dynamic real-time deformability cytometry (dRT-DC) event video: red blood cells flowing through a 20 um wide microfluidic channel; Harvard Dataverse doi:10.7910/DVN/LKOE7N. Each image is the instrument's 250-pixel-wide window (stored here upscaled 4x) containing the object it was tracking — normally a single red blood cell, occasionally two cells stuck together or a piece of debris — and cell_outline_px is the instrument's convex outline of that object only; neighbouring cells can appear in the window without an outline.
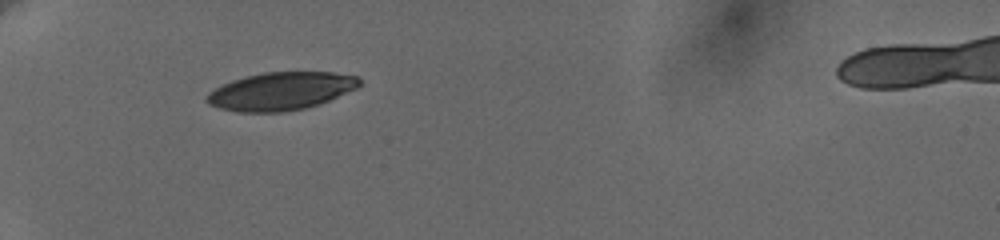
{"species": "human", "species_latin": "Homo sapiens", "temperature_condition": "cold", "stored_images_in_passage": 16, "camera_frame_rate_fps": 3000, "um_per_image_px": 0.085, "donor": {"sex": "female"}, "frame": {"image": 1, "passage_image": 1, "time_ms": 0.0, "image_size_px": [1000, 240], "cell_outline_px": [[360, 84], [356, 88], [328, 100], [304, 108], [280, 112], [236, 112], [220, 108], [208, 104], [204, 100], [208, 92], [232, 80], [244, 76], [264, 72], [332, 72], [360, 76]], "centroid_in_image_um": [23.84, 7.74], "position_along_channel_um": 61.2, "area_um2": 33.58}}
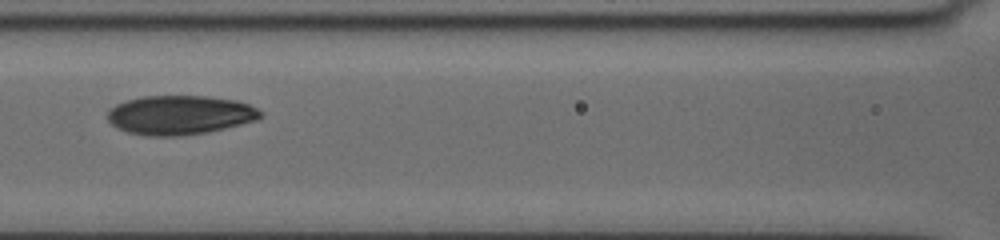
{"frame": {"image": 2, "passage_image": 10, "time_ms": 3.0, "image_size_px": [1000, 240], "cell_outline_px": [[264, 116], [256, 120], [208, 132], [180, 136], [144, 136], [128, 132], [116, 128], [108, 120], [108, 112], [116, 104], [140, 96], [208, 96], [236, 100], [248, 104], [264, 112]], "centroid_in_image_um": [15.3, 9.78], "position_along_channel_um": 151.3, "area_um2": 35.03}}
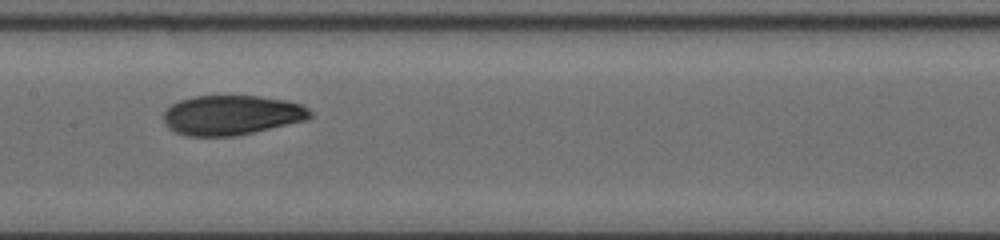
{"frame": {"image": 3, "passage_image": 15, "time_ms": 4.0, "image_size_px": [1000, 240], "cell_outline_px": [[312, 116], [308, 120], [236, 136], [188, 136], [176, 132], [168, 128], [164, 124], [164, 112], [172, 104], [180, 100], [192, 96], [256, 96], [284, 100], [300, 104], [308, 108], [312, 112]], "centroid_in_image_um": [19.69, 9.79], "position_along_channel_um": 187.7, "area_um2": 33.99}}